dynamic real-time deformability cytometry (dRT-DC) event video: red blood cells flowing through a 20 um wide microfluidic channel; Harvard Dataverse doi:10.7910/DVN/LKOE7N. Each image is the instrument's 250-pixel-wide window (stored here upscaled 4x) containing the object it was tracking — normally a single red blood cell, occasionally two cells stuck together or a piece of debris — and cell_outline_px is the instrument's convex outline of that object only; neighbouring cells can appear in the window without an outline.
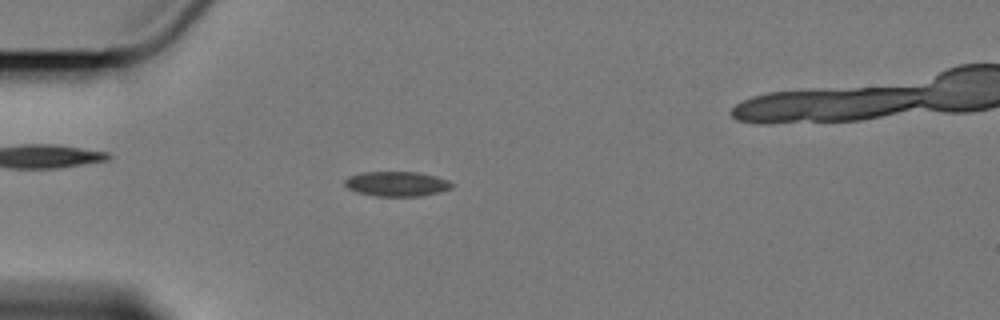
{"species": "Egyptian fruit bat (a non-hibernating species)", "species_latin": "Rousettus aegyptiacus", "temperature_condition": "cold", "stored_images_in_passage": 2, "camera_frame_rate_fps": 3000, "um_per_image_px": 0.085, "animal": {"sex": "female"}, "frame": {"image": 1, "passage_image": 1, "time_ms": 0.0, "image_size_px": [1000, 320], "cell_outline_px": [[452, 188], [420, 196], [376, 196], [356, 192], [348, 188], [344, 184], [344, 180], [348, 176], [360, 172], [416, 172], [436, 176], [448, 180], [452, 184]], "centroid_in_image_um": [33.67, 15.62], "position_along_channel_um": 51.3, "area_um2": 15.43}}